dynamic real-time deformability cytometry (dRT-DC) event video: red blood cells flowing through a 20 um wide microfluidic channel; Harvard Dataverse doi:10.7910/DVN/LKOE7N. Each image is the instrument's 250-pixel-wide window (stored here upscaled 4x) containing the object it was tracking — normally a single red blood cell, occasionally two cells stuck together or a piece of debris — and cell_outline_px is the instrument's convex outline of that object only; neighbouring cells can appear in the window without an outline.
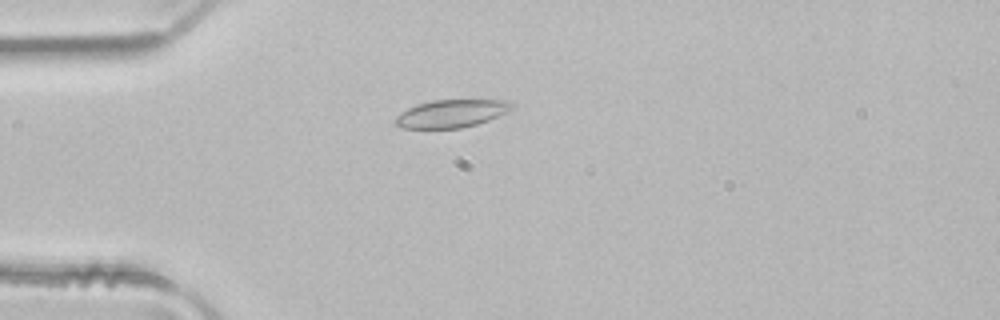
{"species": "common noctule bat (a hibernating species)", "species_latin": "Nyctalus noctula", "temperature_condition": "room temperature", "stored_images_in_passage": 4, "camera_frame_rate_fps": 3000, "um_per_image_px": 0.085, "animal": {"sex": "male", "body_mass_g": 21.5, "forearm_length_mm": 52.0}, "frame": {"image": 1, "passage_image": 4, "time_ms": 1.0, "image_size_px": [1000, 320], "cell_outline_px": [[516, 104], [512, 108], [488, 120], [476, 124], [460, 128], [400, 128], [396, 124], [396, 116], [400, 112], [416, 104], [432, 100], [512, 100]], "centroid_in_image_um": [38.36, 9.64], "position_along_channel_um": 46.6, "area_um2": 18.79}}